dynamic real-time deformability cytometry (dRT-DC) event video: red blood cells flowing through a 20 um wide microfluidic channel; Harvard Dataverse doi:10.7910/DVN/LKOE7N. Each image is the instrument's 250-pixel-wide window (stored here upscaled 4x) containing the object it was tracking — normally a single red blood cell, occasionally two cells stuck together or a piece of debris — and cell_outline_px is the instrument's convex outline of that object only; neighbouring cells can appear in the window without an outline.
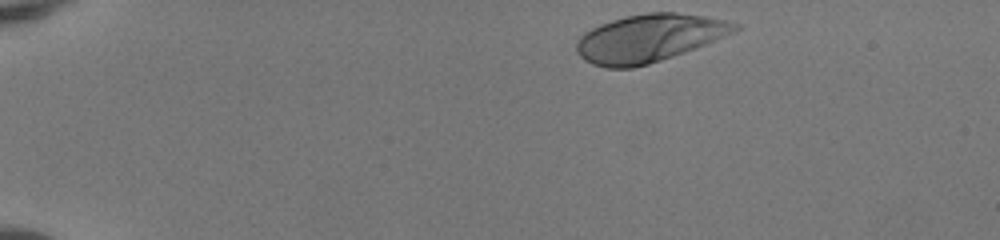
{"species": "human", "species_latin": "Homo sapiens", "temperature_condition": "room temperature", "stored_images_in_passage": 38, "camera_frame_rate_fps": 3000, "um_per_image_px": 0.085, "donor": {"sex": "female"}, "frame": {"image": 1, "passage_image": 1, "time_ms": 0.0, "image_size_px": [1000, 240], "cell_outline_px": [[740, 28], [732, 32], [704, 44], [684, 52], [648, 64], [632, 68], [604, 68], [592, 64], [584, 60], [576, 52], [576, 40], [584, 32], [600, 24], [624, 16], [648, 12], [676, 12], [704, 16], [724, 20], [740, 24]], "centroid_in_image_um": [55.1, 3.24], "position_along_channel_um": 29.9, "area_um2": 43.75}}
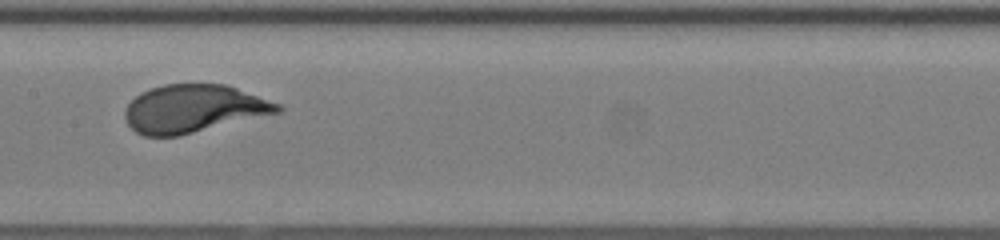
{"frame": {"image": 2, "passage_image": 20, "time_ms": 6.333, "image_size_px": [1000, 240], "cell_outline_px": [[284, 108], [280, 112], [180, 136], [144, 136], [136, 132], [128, 124], [124, 116], [124, 112], [128, 104], [140, 92], [164, 84], [224, 84], [236, 88], [280, 104]], "centroid_in_image_um": [16.44, 9.25], "position_along_channel_um": 191.0, "area_um2": 42.43}}
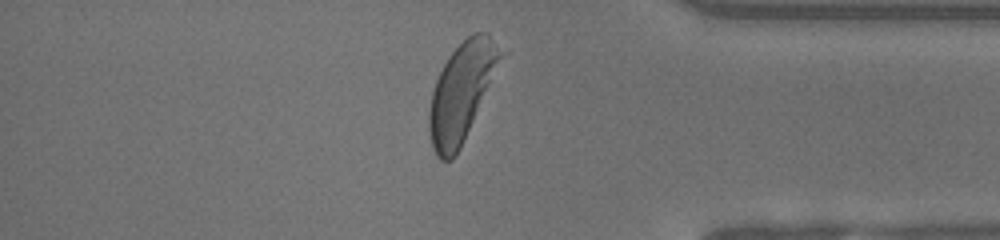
{"frame": {"image": 3, "passage_image": 36, "time_ms": 11.667, "image_size_px": [1000, 240], "cell_outline_px": [[508, 52], [460, 148], [452, 160], [440, 160], [436, 156], [432, 148], [428, 128], [428, 112], [432, 92], [436, 80], [448, 56], [468, 36], [476, 32], [488, 32], [508, 48]], "centroid_in_image_um": [39.32, 7.75], "position_along_channel_um": 395.9, "area_um2": 41.91}, "authors_computed_cell_mechanics": {"area_um2": 42.5119, "velocity_mm_per_s": 4.0881, "shape_relaxation_time_tau1_ms": 1.9958, "shape_relaxation_time_tau2_ms": null, "deformation_change_tau1": 0.1717, "deformation_change_tau2": null}}